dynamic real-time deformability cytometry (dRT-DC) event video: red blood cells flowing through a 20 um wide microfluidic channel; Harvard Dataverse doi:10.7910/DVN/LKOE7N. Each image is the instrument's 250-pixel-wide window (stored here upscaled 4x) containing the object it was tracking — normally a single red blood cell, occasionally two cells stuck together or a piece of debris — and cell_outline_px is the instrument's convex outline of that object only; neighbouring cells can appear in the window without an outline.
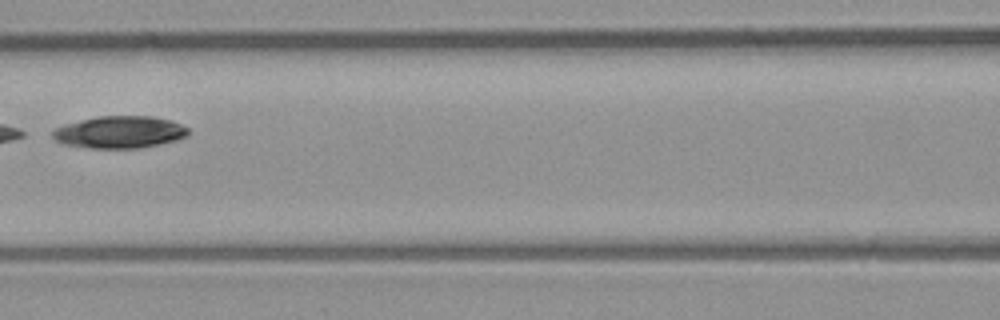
{"species": "common noctule bat (a hibernating species)", "species_latin": "Nyctalus noctula", "temperature_condition": "room temperature", "stored_images_in_passage": 5, "camera_frame_rate_fps": 3000, "um_per_image_px": 0.085, "animal": {"sex": "male", "body_mass_g": 23.1, "forearm_length_mm": 52.7}, "frame": {"image": 1, "passage_image": 4, "time_ms": 1.0, "image_size_px": [1000, 320], "cell_outline_px": [[188, 136], [176, 140], [160, 144], [140, 148], [88, 148], [64, 144], [56, 140], [52, 136], [52, 132], [56, 128], [64, 124], [100, 116], [152, 116], [172, 120], [188, 128]], "centroid_in_image_um": [10.19, 11.23], "position_along_channel_um": 156.4, "area_um2": 25.37}}